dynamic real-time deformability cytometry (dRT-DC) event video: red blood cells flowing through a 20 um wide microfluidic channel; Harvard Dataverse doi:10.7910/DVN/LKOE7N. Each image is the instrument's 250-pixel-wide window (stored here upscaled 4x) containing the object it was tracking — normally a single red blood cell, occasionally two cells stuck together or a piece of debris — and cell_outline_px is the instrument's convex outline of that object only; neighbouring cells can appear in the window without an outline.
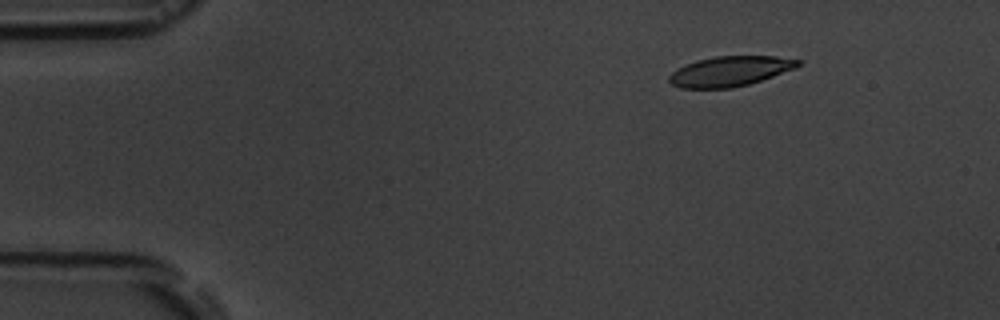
{"species": "common noctule bat (a hibernating species)", "species_latin": "Nyctalus noctula", "temperature_condition": "room temperature", "stored_images_in_passage": 9, "camera_frame_rate_fps": 3000, "um_per_image_px": 0.085, "animal": {"sex": "male", "body_mass_g": 19.5, "forearm_length_mm": 54.6}, "frame": {"image": 1, "passage_image": 1, "time_ms": 0.0, "image_size_px": [1000, 320], "cell_outline_px": [[804, 60], [796, 68], [748, 84], [732, 88], [680, 88], [672, 84], [668, 80], [668, 76], [672, 72], [696, 60], [716, 56], [776, 56]], "centroid_in_image_um": [62.07, 6.05], "position_along_channel_um": 22.9, "area_um2": 22.43}}
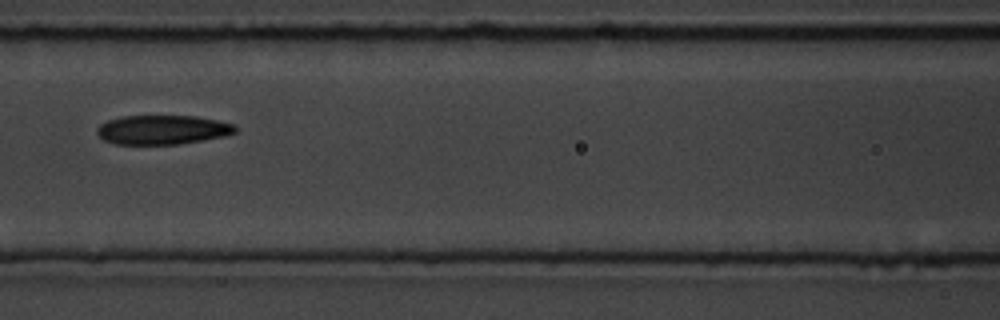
{"frame": {"image": 2, "passage_image": 6, "time_ms": 5.667, "image_size_px": [1000, 320], "cell_outline_px": [[236, 132], [224, 136], [204, 140], [180, 144], [112, 144], [104, 140], [96, 132], [96, 128], [100, 124], [108, 120], [124, 116], [196, 116], [236, 124]], "centroid_in_image_um": [13.81, 11.03], "position_along_channel_um": 152.8, "area_um2": 23.64}}
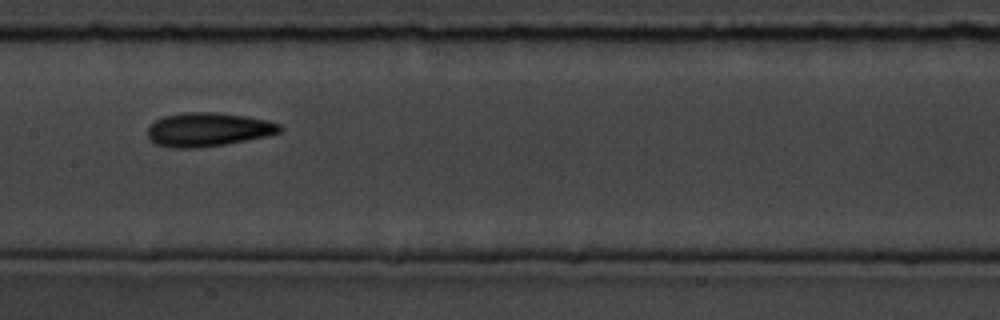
{"frame": {"image": 3, "passage_image": 7, "time_ms": 6.667, "image_size_px": [1000, 320], "cell_outline_px": [[284, 128], [280, 132], [264, 136], [224, 144], [196, 148], [172, 148], [156, 144], [148, 136], [148, 128], [156, 120], [164, 116], [184, 112], [216, 112], [244, 116], [268, 120], [280, 124]], "centroid_in_image_um": [17.68, 11.0], "position_along_channel_um": 189.7, "area_um2": 25.78}}